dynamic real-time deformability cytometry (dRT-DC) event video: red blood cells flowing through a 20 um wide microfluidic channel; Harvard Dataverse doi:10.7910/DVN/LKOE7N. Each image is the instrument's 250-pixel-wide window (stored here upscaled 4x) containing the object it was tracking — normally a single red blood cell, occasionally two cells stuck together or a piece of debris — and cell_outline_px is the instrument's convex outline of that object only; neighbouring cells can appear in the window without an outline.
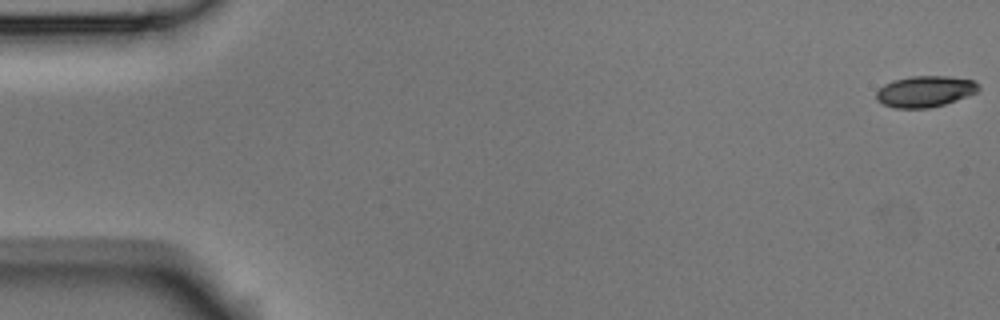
{"species": "Egyptian fruit bat (a non-hibernating species)", "species_latin": "Rousettus aegyptiacus", "temperature_condition": "room temperature", "stored_images_in_passage": 6, "camera_frame_rate_fps": 3000, "um_per_image_px": 0.085, "animal": {"sex": "male"}, "frame": {"image": 1, "passage_image": 1, "time_ms": 0.0, "image_size_px": [1000, 320], "cell_outline_px": [[980, 88], [976, 92], [956, 100], [944, 104], [928, 108], [896, 108], [884, 104], [876, 100], [876, 92], [884, 84], [892, 80], [912, 76], [952, 76], [972, 80], [980, 84]], "centroid_in_image_um": [78.62, 7.76], "position_along_channel_um": 6.4, "area_um2": 18.55}}
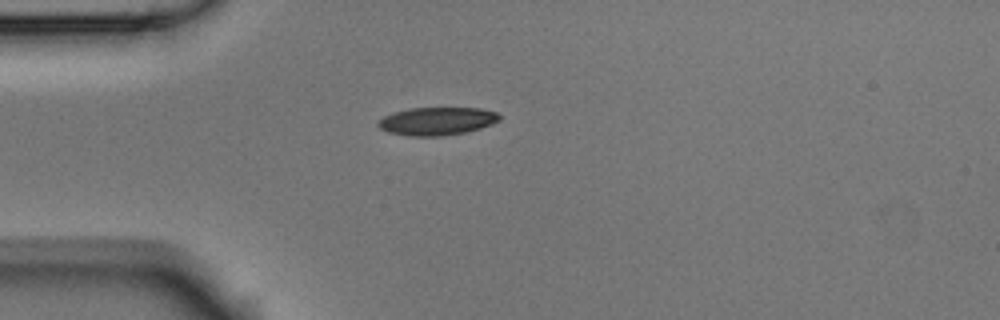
{"frame": {"image": 2, "passage_image": 5, "time_ms": 1.333, "image_size_px": [1000, 320], "cell_outline_px": [[500, 120], [492, 124], [480, 128], [464, 132], [440, 136], [412, 136], [388, 132], [380, 128], [376, 124], [384, 116], [392, 112], [408, 108], [480, 108], [496, 112], [500, 116]], "centroid_in_image_um": [37.13, 10.29], "position_along_channel_um": 47.9, "area_um2": 19.71}}